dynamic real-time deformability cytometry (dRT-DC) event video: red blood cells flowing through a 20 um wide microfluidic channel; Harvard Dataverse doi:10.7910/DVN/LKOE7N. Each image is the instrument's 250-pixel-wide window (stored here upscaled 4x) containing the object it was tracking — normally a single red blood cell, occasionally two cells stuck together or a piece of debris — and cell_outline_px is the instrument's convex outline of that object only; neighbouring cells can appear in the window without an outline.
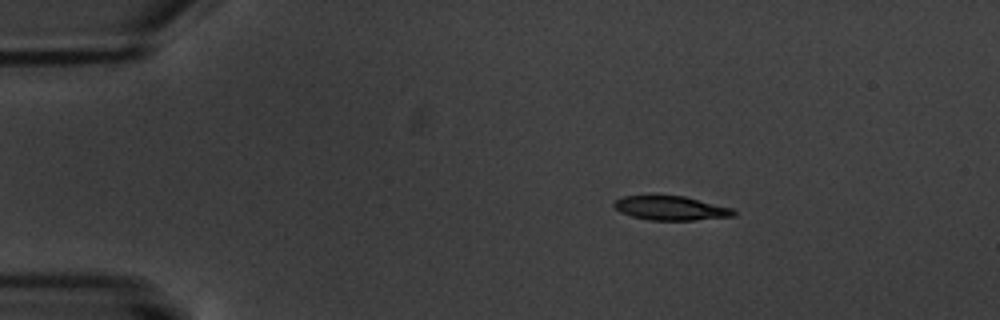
{"species": "common noctule bat (a hibernating species)", "species_latin": "Nyctalus noctula", "temperature_condition": "warm", "stored_images_in_passage": 4, "camera_frame_rate_fps": 3000, "um_per_image_px": 0.085, "animal": {"sex": "male", "body_mass_g": 20.1, "forearm_length_mm": 53.5}, "frame": {"image": 1, "passage_image": 1, "time_ms": 0.0, "image_size_px": [1000, 320], "cell_outline_px": [[736, 216], [692, 220], [648, 220], [632, 216], [620, 212], [612, 204], [616, 200], [624, 196], [684, 196], [732, 208], [736, 212]], "centroid_in_image_um": [57.03, 17.7], "position_along_channel_um": 28.0, "area_um2": 16.65}}
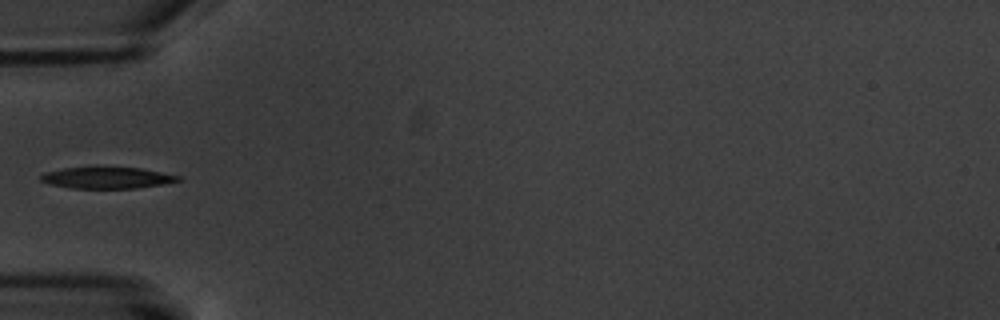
{"frame": {"image": 2, "passage_image": 4, "time_ms": 3.333, "image_size_px": [1000, 320], "cell_outline_px": [[180, 180], [160, 184], [136, 188], [72, 188], [48, 184], [40, 180], [40, 176], [44, 172], [64, 168], [96, 164], [140, 168], [180, 176]], "centroid_in_image_um": [9.0, 15.06], "position_along_channel_um": 76.0, "area_um2": 17.8}}